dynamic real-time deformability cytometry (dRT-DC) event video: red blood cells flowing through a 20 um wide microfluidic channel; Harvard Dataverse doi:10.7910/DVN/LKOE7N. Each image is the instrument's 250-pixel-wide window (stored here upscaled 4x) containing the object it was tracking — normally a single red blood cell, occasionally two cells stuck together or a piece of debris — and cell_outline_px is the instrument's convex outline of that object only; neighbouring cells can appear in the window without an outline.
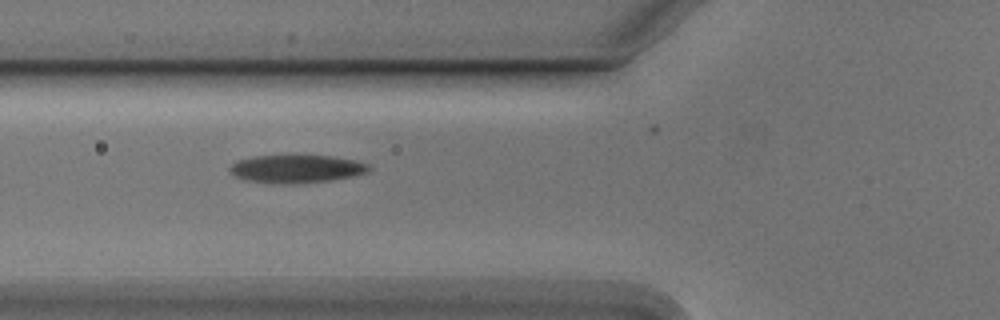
{"species": "Egyptian fruit bat (a non-hibernating species)", "species_latin": "Rousettus aegyptiacus", "temperature_condition": "cold", "stored_images_in_passage": 8, "camera_frame_rate_fps": 3000, "um_per_image_px": 0.085, "animal": {"sex": "male"}, "frame": {"image": 1, "passage_image": 2, "time_ms": 0.333, "image_size_px": [1000, 320], "cell_outline_px": [[372, 168], [368, 172], [352, 176], [332, 180], [292, 184], [272, 184], [244, 180], [228, 172], [228, 168], [232, 164], [240, 160], [252, 156], [332, 156], [352, 160], [368, 164]], "centroid_in_image_um": [25.16, 14.37], "position_along_channel_um": 100.6, "area_um2": 22.72}}